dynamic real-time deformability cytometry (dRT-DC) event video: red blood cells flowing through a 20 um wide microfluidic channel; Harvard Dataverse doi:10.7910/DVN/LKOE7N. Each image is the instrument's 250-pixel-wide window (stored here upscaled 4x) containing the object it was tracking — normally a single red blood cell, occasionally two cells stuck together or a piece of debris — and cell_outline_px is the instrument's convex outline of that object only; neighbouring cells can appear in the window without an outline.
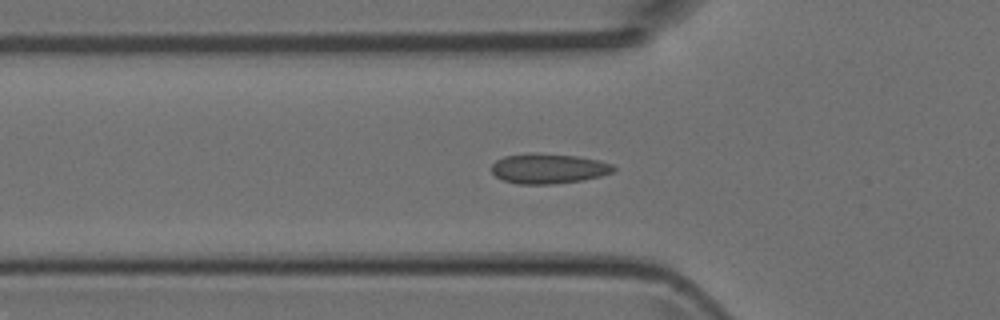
{"species": "Egyptian fruit bat (a non-hibernating species)", "species_latin": "Rousettus aegyptiacus", "temperature_condition": "room temperature", "stored_images_in_passage": 51, "segment_of_instrument_passage": [1, 2], "camera_frame_rate_fps": 3000, "um_per_image_px": 0.085, "animal": {"sex": "female"}, "frame": {"image": 1, "passage_image": 17, "time_ms": 5.333, "image_size_px": [1000, 320], "cell_outline_px": [[616, 168], [612, 172], [600, 176], [580, 180], [552, 184], [520, 184], [504, 180], [496, 176], [492, 172], [492, 164], [496, 160], [504, 156], [580, 156], [600, 160], [612, 164]], "centroid_in_image_um": [46.67, 14.37], "position_along_channel_um": 79.1, "area_um2": 20.29}}
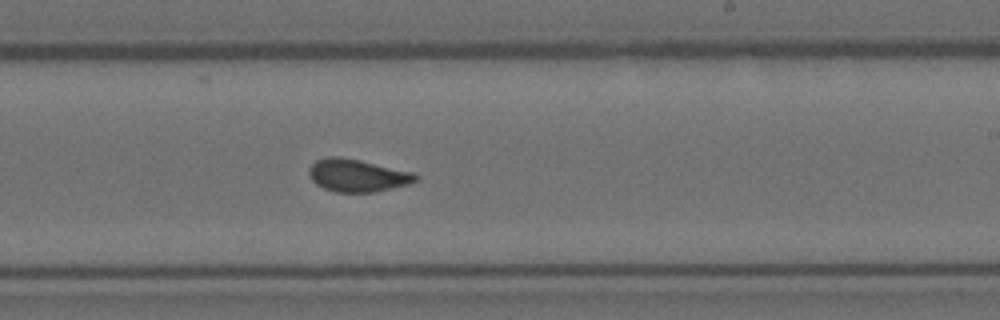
{"frame": {"image": 2, "passage_image": 30, "time_ms": 9.667, "image_size_px": [1000, 320], "cell_outline_px": [[420, 176], [416, 180], [408, 184], [376, 192], [336, 192], [324, 188], [316, 184], [312, 180], [308, 172], [308, 168], [316, 160], [328, 156], [340, 156], [360, 160], [412, 172]], "centroid_in_image_um": [30.35, 14.91], "position_along_channel_um": 258.7, "area_um2": 20.23}}
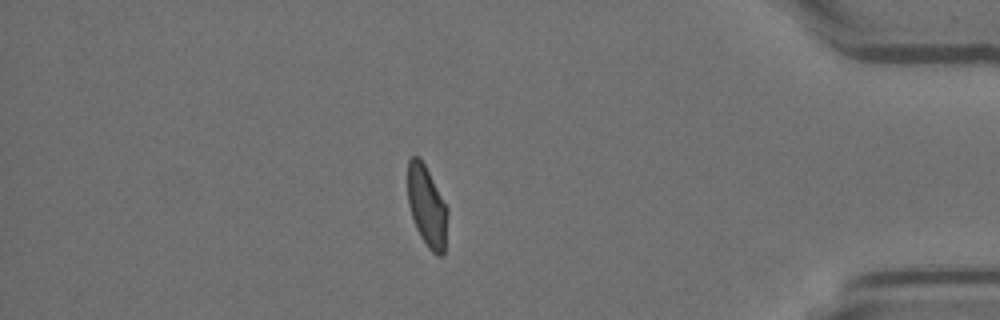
{"frame": {"image": 3, "passage_image": 43, "time_ms": 14.0, "image_size_px": [1000, 320], "cell_outline_px": [[448, 212], [444, 252], [440, 256], [436, 256], [428, 248], [420, 236], [416, 228], [408, 204], [408, 160], [412, 156], [416, 156], [424, 164], [448, 208]], "centroid_in_image_um": [36.29, 17.58], "position_along_channel_um": 398.9, "area_um2": 18.61}}